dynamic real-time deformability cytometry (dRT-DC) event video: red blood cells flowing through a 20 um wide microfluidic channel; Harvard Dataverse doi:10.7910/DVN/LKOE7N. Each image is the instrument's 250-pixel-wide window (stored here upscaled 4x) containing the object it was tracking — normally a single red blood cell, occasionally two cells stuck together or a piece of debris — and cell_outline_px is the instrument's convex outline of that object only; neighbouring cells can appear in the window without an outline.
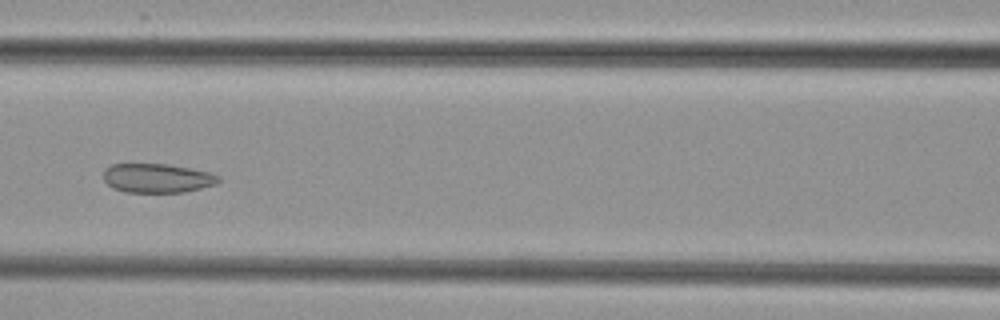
{"species": "common noctule bat (a hibernating species)", "species_latin": "Nyctalus noctula", "temperature_condition": "cold", "stored_images_in_passage": 9, "camera_frame_rate_fps": 3000, "um_per_image_px": 0.085, "animal": {"sex": "female", "body_mass_g": 29.2, "forearm_length_mm": 56.3}, "frame": {"image": 1, "passage_image": 8, "time_ms": 8.333, "image_size_px": [1000, 320], "cell_outline_px": [[220, 180], [216, 184], [184, 192], [124, 192], [112, 188], [104, 180], [104, 168], [112, 164], [168, 164], [212, 172], [220, 176]], "centroid_in_image_um": [13.37, 15.14], "position_along_channel_um": 153.2, "area_um2": 19.65}}
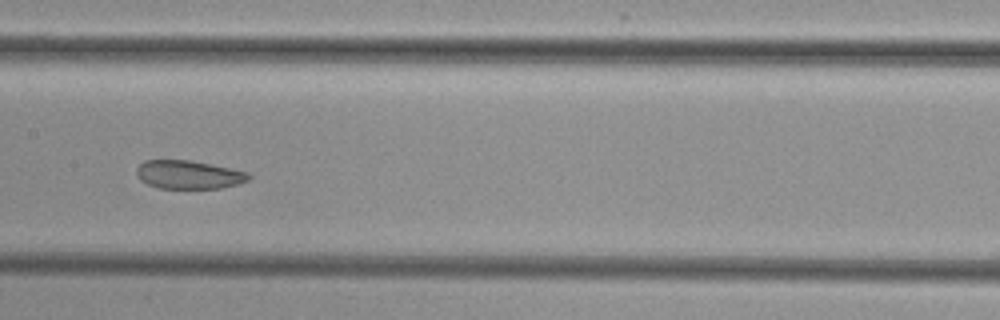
{"frame": {"image": 2, "passage_image": 9, "time_ms": 9.333, "image_size_px": [1000, 320], "cell_outline_px": [[252, 176], [248, 180], [236, 184], [220, 188], [156, 188], [140, 180], [136, 172], [136, 168], [144, 160], [192, 160], [248, 172]], "centroid_in_image_um": [16.01, 14.84], "position_along_channel_um": 191.4, "area_um2": 18.55}}